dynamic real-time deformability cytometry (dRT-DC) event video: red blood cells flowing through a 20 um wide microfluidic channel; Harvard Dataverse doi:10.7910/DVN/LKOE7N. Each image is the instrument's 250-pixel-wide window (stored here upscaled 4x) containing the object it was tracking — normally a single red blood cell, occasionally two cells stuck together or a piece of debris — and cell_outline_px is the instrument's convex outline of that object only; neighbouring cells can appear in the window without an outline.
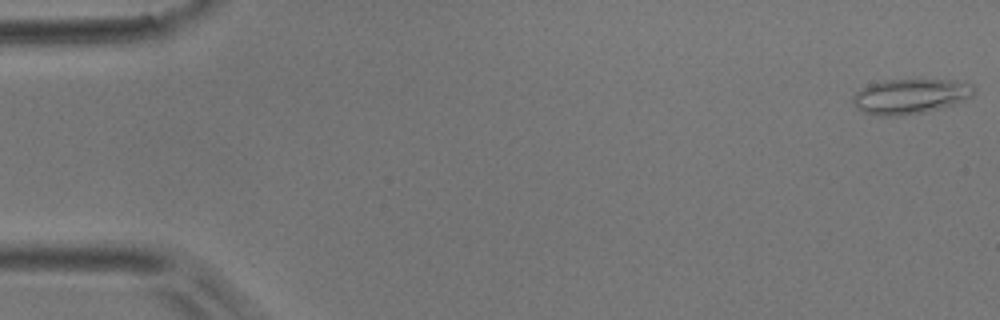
{"species": "common noctule bat (a hibernating species)", "species_latin": "Nyctalus noctula", "temperature_condition": "room temperature", "stored_images_in_passage": 51, "camera_frame_rate_fps": 3000, "um_per_image_px": 0.085, "animal": {"sex": "male", "body_mass_g": 17.9}, "frame": {"image": 1, "passage_image": 1, "time_ms": 0.0, "image_size_px": [1000, 320], "cell_outline_px": [[976, 92], [972, 96], [964, 100], [952, 104], [920, 112], [896, 116], [876, 116], [864, 112], [856, 108], [852, 100], [852, 96], [856, 92], [872, 84], [884, 80], [956, 80], [972, 84], [976, 88]], "centroid_in_image_um": [77.38, 8.18], "position_along_channel_um": 7.6, "area_um2": 24.39}}
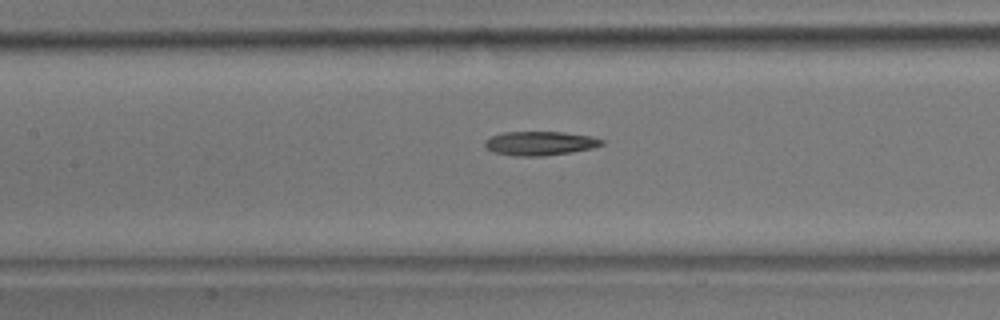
{"frame": {"image": 2, "passage_image": 23, "time_ms": 7.333, "image_size_px": [1000, 320], "cell_outline_px": [[604, 144], [592, 148], [572, 152], [544, 156], [516, 156], [492, 152], [484, 144], [484, 140], [492, 136], [504, 132], [564, 132], [592, 136], [604, 140]], "centroid_in_image_um": [45.91, 12.18], "position_along_channel_um": 161.5, "area_um2": 16.42}}
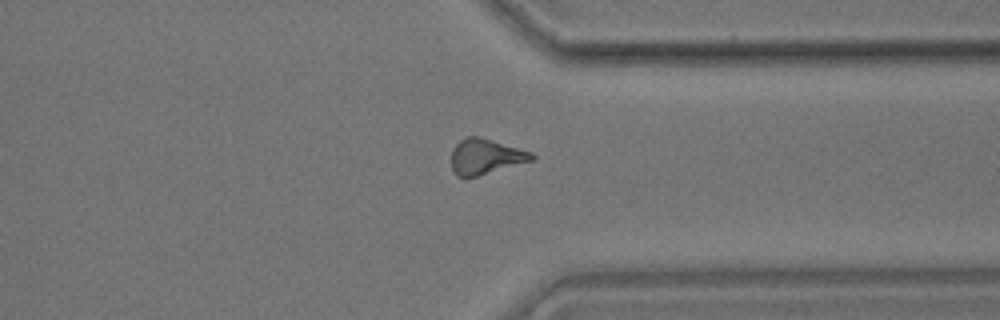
{"frame": {"image": 3, "passage_image": 39, "time_ms": 12.667, "image_size_px": [1000, 320], "cell_outline_px": [[536, 156], [532, 160], [464, 180], [456, 176], [452, 168], [452, 148], [460, 140], [468, 136], [476, 136], [532, 152]], "centroid_in_image_um": [41.22, 13.34], "position_along_channel_um": 370.2, "area_um2": 16.47}, "authors_computed_cell_mechanics": {"area_um2": 16.7042, "velocity_mm_per_s": 3.9457, "shape_relaxation_time_tau1_ms": 9.4411, "shape_relaxation_time_tau2_ms": null, "deformation_change_tau1": 0.2319, "deformation_change_tau2": null}}